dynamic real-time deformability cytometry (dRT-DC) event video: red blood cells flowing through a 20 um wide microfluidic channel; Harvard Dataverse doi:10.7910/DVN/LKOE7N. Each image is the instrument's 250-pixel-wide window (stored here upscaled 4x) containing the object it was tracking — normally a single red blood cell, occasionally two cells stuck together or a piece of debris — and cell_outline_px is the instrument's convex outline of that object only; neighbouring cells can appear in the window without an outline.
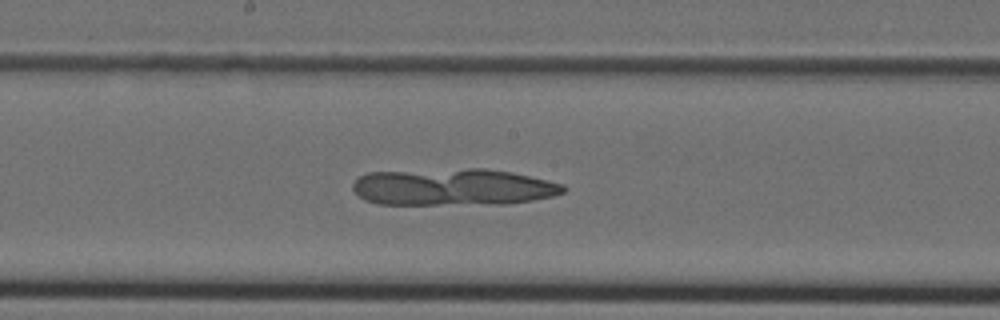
{"species": "Egyptian fruit bat (a non-hibernating species)", "species_latin": "Rousettus aegyptiacus", "temperature_condition": "cold", "stored_images_in_passage": 44, "camera_frame_rate_fps": 3000, "um_per_image_px": 0.085, "animal": {"sex": "female"}, "frame": {"image": 1, "passage_image": 23, "time_ms": 7.333, "image_size_px": [1000, 320], "cell_outline_px": [[568, 188], [564, 192], [552, 196], [532, 200], [504, 204], [376, 204], [364, 200], [352, 188], [352, 184], [360, 176], [368, 172], [468, 168], [484, 168], [512, 172], [564, 184]], "centroid_in_image_um": [38.51, 15.9], "position_along_channel_um": 209.7, "area_um2": 45.43}}
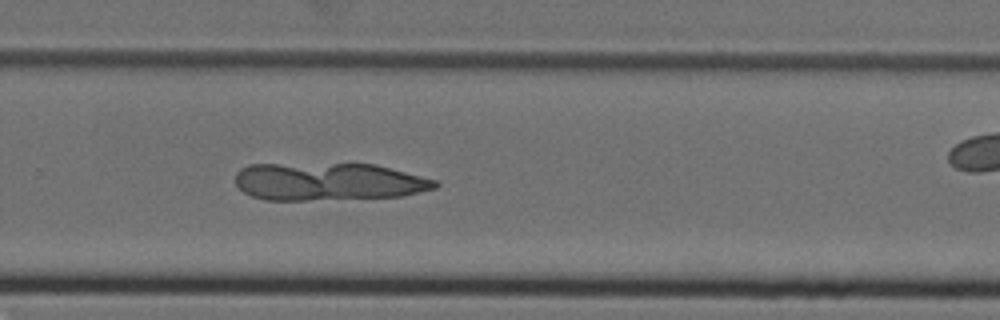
{"frame": {"image": 2, "passage_image": 29, "time_ms": 9.333, "image_size_px": [1000, 320], "cell_outline_px": [[440, 184], [436, 188], [400, 196], [304, 200], [264, 200], [252, 196], [244, 192], [236, 184], [236, 172], [240, 168], [248, 164], [376, 164], [436, 180]], "centroid_in_image_um": [27.88, 15.43], "position_along_channel_um": 301.9, "area_um2": 43.7}}
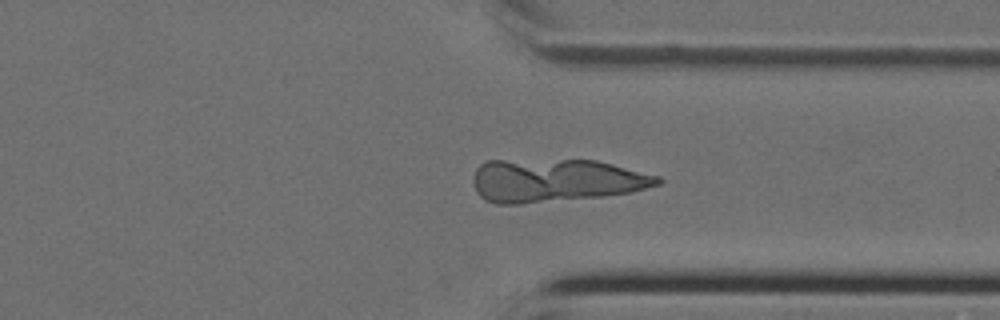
{"frame": {"image": 3, "passage_image": 33, "time_ms": 10.667, "image_size_px": [1000, 320], "cell_outline_px": [[664, 180], [660, 184], [628, 192], [604, 196], [520, 204], [496, 204], [484, 200], [476, 192], [472, 180], [476, 168], [484, 160], [596, 160], [660, 176]], "centroid_in_image_um": [47.19, 15.33], "position_along_channel_um": 364.2, "area_um2": 46.53}}